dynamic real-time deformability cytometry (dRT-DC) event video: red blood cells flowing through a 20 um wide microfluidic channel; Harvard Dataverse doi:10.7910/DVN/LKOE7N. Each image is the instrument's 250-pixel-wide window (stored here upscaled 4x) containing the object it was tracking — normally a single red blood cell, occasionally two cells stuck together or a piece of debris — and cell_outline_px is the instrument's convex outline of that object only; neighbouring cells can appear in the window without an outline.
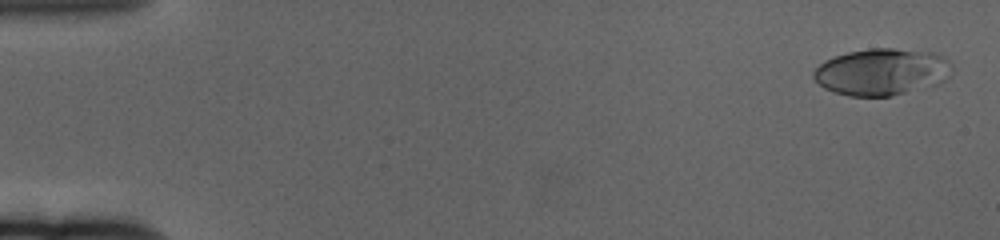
{"species": "human", "species_latin": "Homo sapiens", "temperature_condition": "cold", "stored_images_in_passage": 61, "camera_frame_rate_fps": 3000, "um_per_image_px": 0.085, "donor": {"sex": "female"}, "frame": {"image": 1, "passage_image": 2, "time_ms": 0.333, "image_size_px": [1000, 240], "cell_outline_px": [[952, 72], [940, 84], [892, 96], [848, 96], [832, 92], [824, 88], [812, 76], [812, 72], [824, 60], [848, 52], [872, 48], [892, 48], [932, 52], [948, 60], [952, 64]], "centroid_in_image_um": [74.95, 6.12], "position_along_channel_um": 10.0, "area_um2": 37.92}}
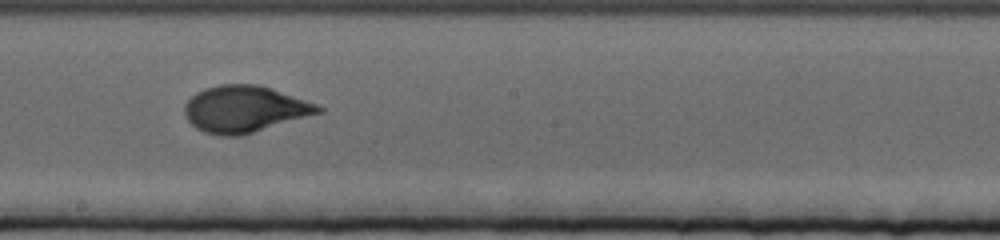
{"frame": {"image": 2, "passage_image": 35, "time_ms": 11.333, "image_size_px": [1000, 240], "cell_outline_px": [[324, 112], [240, 136], [220, 136], [204, 132], [196, 128], [188, 120], [184, 112], [184, 104], [196, 92], [204, 88], [220, 84], [260, 84], [272, 88], [316, 104], [324, 108]], "centroid_in_image_um": [20.79, 9.27], "position_along_channel_um": 227.4, "area_um2": 36.41}}
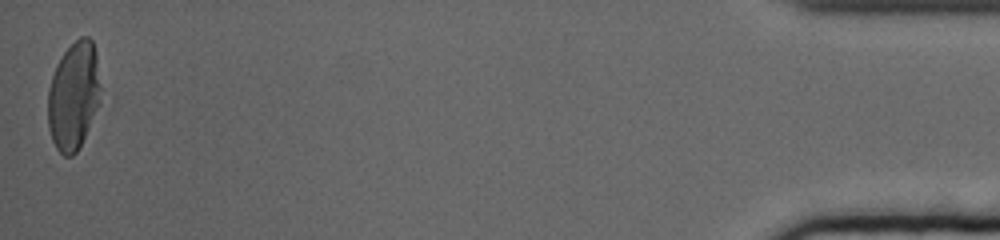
{"frame": {"image": 3, "passage_image": 61, "time_ms": 20.0, "image_size_px": [1000, 240], "cell_outline_px": [[100, 104], [76, 152], [72, 156], [64, 156], [56, 148], [52, 140], [48, 128], [48, 88], [56, 64], [64, 52], [80, 36], [88, 36], [92, 40], [96, 52], [100, 84]], "centroid_in_image_um": [6.25, 8.13], "position_along_channel_um": 428.9, "area_um2": 33.18}, "authors_computed_cell_mechanics": {"area_um2": 35.2002, "velocity_mm_per_s": 3.3095, "shape_relaxation_time_tau1_ms": 4.4647, "shape_relaxation_time_tau2_ms": null, "deformation_change_tau1": 0.1944, "deformation_change_tau2": null}}